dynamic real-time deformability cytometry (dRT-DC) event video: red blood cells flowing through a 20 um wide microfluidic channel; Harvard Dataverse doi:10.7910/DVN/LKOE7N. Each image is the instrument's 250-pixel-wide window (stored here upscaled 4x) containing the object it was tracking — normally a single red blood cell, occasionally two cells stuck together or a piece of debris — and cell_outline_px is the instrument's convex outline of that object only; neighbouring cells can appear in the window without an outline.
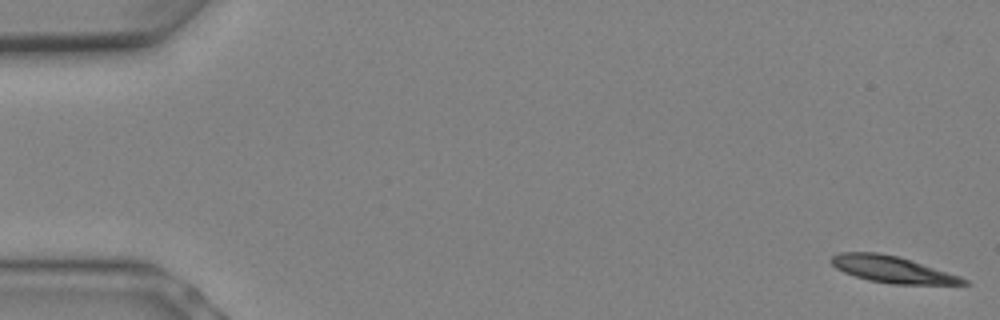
{"species": "Egyptian fruit bat (a non-hibernating species)", "species_latin": "Rousettus aegyptiacus", "temperature_condition": "warm", "stored_images_in_passage": 7, "camera_frame_rate_fps": 3000, "um_per_image_px": 0.085, "animal": {"sex": "female"}, "frame": {"image": 1, "passage_image": 1, "time_ms": 0.0, "image_size_px": [1000, 320], "cell_outline_px": [[972, 284], [892, 284], [868, 280], [844, 272], [836, 268], [832, 264], [832, 256], [840, 252], [876, 252], [896, 256], [960, 276], [968, 280]], "centroid_in_image_um": [75.83, 22.91], "position_along_channel_um": 9.2, "area_um2": 20.06}}
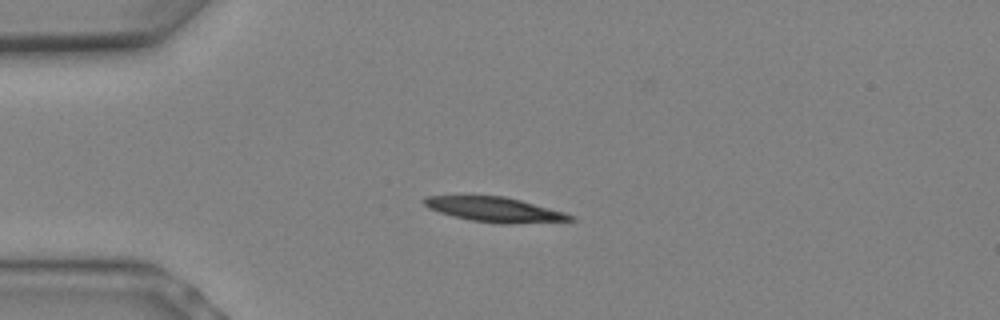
{"frame": {"image": 2, "passage_image": 6, "time_ms": 1.667, "image_size_px": [1000, 320], "cell_outline_px": [[576, 220], [516, 224], [500, 224], [472, 220], [452, 216], [428, 208], [424, 204], [424, 196], [504, 196], [520, 200], [564, 212], [576, 216]], "centroid_in_image_um": [42.09, 17.82], "position_along_channel_um": 42.9, "area_um2": 21.04}}